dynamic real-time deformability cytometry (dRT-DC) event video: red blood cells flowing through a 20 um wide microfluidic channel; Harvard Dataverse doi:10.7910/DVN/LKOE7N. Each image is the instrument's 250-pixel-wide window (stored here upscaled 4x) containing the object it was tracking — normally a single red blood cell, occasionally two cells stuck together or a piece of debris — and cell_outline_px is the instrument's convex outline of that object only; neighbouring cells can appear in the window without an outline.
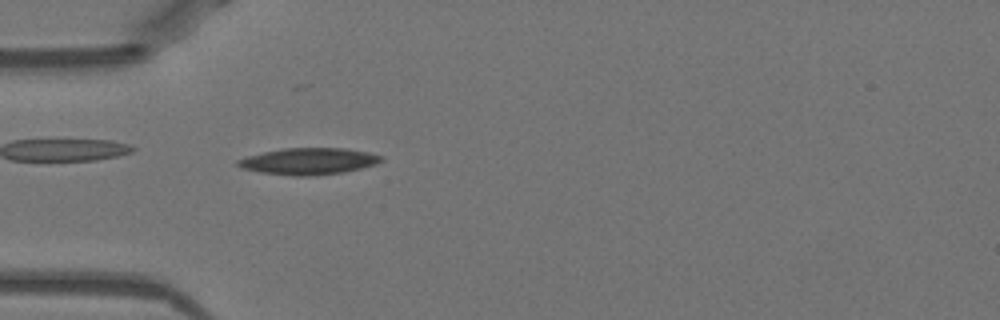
{"species": "Egyptian fruit bat (a non-hibernating species)", "species_latin": "Rousettus aegyptiacus", "temperature_condition": "warm", "stored_images_in_passage": 46, "camera_frame_rate_fps": 3000, "um_per_image_px": 0.085, "animal": {"sex": "female"}, "frame": {"image": 1, "passage_image": 10, "time_ms": 3.0, "image_size_px": [1000, 320], "cell_outline_px": [[384, 160], [376, 164], [344, 172], [308, 176], [296, 176], [260, 172], [240, 168], [236, 164], [236, 160], [248, 156], [264, 152], [284, 148], [344, 148], [368, 152], [384, 156]], "centroid_in_image_um": [26.25, 13.7], "position_along_channel_um": 58.8, "area_um2": 22.2}}
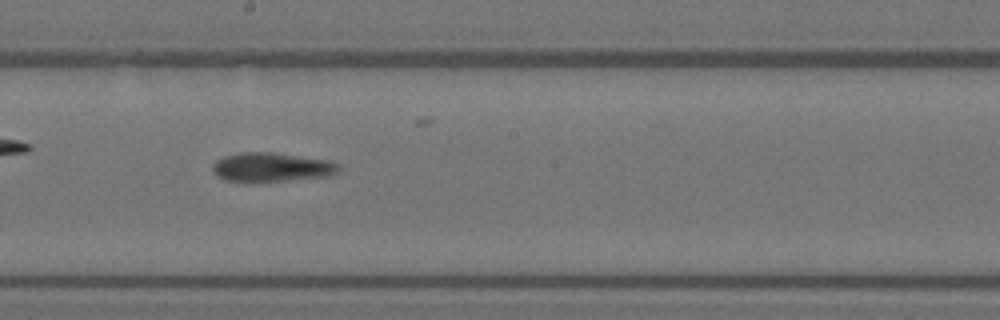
{"frame": {"image": 2, "passage_image": 23, "time_ms": 7.333, "image_size_px": [1000, 320], "cell_outline_px": [[340, 168], [336, 172], [328, 176], [248, 184], [224, 180], [216, 176], [212, 168], [212, 164], [216, 160], [224, 156], [240, 152], [272, 152], [328, 160], [340, 164]], "centroid_in_image_um": [23.01, 14.23], "position_along_channel_um": 225.2, "area_um2": 21.91}}
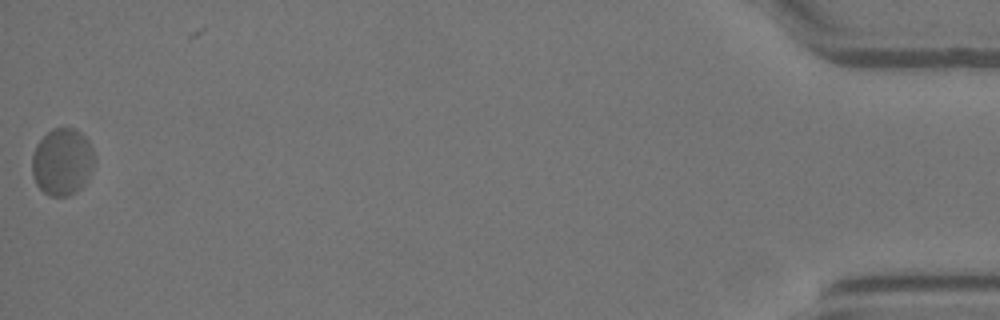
{"frame": {"image": 3, "passage_image": 46, "time_ms": 15.0, "image_size_px": [1000, 320], "cell_outline_px": [[96, 160], [84, 184], [76, 192], [68, 196], [52, 196], [44, 192], [36, 184], [32, 172], [32, 156], [36, 144], [52, 128], [76, 128], [88, 140], [92, 148]], "centroid_in_image_um": [5.3, 13.74], "position_along_channel_um": 429.9, "area_um2": 24.39}, "authors_computed_cell_mechanics": {"area_um2": 21.9062, "velocity_mm_per_s": 3.9164, "shape_relaxation_time_tau1_ms": 9.2143, "shape_relaxation_time_tau2_ms": 1.7171, "deformation_change_tau1": 0.2085, "deformation_change_tau2": 0.0777}}